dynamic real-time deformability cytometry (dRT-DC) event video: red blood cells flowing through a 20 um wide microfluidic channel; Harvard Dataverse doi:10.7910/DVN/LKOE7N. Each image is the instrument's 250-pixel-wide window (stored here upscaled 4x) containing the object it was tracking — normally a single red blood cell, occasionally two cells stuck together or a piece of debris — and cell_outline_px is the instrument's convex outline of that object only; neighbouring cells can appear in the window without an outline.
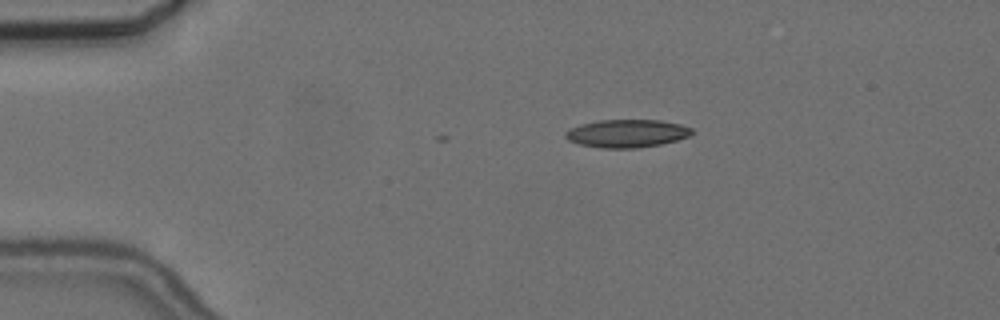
{"species": "common noctule bat (a hibernating species)", "species_latin": "Nyctalus noctula", "temperature_condition": "cold", "stored_images_in_passage": 24, "camera_frame_rate_fps": 3000, "um_per_image_px": 0.085, "animal": {"sex": "female", "body_mass_g": 24.6, "forearm_length_mm": 56.2}, "frame": {"image": 1, "passage_image": 1, "time_ms": 0.0, "image_size_px": [1000, 320], "cell_outline_px": [[692, 132], [688, 136], [676, 140], [660, 144], [636, 148], [600, 148], [580, 144], [568, 140], [564, 136], [564, 132], [568, 128], [580, 124], [600, 120], [660, 120], [680, 124], [692, 128]], "centroid_in_image_um": [53.23, 11.34], "position_along_channel_um": 31.8, "area_um2": 20.58}}
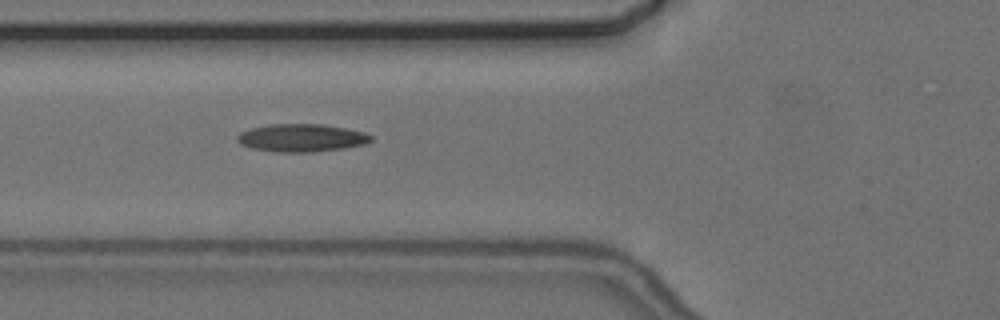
{"frame": {"image": 2, "passage_image": 11, "time_ms": 3.333, "image_size_px": [1000, 320], "cell_outline_px": [[372, 140], [364, 144], [344, 148], [312, 152], [276, 152], [252, 148], [240, 144], [236, 140], [236, 136], [240, 132], [252, 128], [268, 124], [324, 124], [364, 132], [372, 136]], "centroid_in_image_um": [25.6, 11.72], "position_along_channel_um": 100.2, "area_um2": 21.68}}
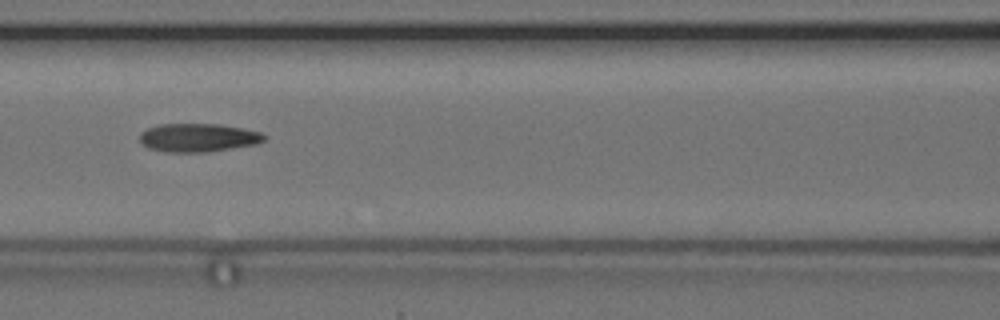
{"frame": {"image": 3, "passage_image": 15, "time_ms": 4.667, "image_size_px": [1000, 320], "cell_outline_px": [[268, 136], [264, 140], [256, 144], [208, 152], [164, 152], [148, 148], [140, 144], [140, 132], [148, 128], [160, 124], [220, 124], [260, 132]], "centroid_in_image_um": [16.81, 11.7], "position_along_channel_um": 149.8, "area_um2": 20.69}}